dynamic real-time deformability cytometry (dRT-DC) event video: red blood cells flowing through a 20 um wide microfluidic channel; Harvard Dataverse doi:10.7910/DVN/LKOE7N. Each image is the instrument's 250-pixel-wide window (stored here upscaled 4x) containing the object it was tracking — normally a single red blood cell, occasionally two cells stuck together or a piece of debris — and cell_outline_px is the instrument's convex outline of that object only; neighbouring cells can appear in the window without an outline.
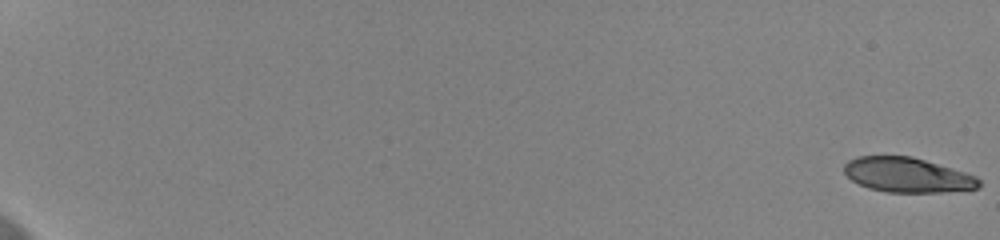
{"species": "human", "species_latin": "Homo sapiens", "temperature_condition": "cold", "stored_images_in_passage": 59, "camera_frame_rate_fps": 3000, "um_per_image_px": 0.085, "donor": {"sex": "female"}, "frame": {"image": 1, "passage_image": 1, "time_ms": 0.0, "image_size_px": [1000, 240], "cell_outline_px": [[980, 188], [940, 192], [888, 192], [868, 188], [852, 180], [844, 172], [844, 164], [848, 160], [860, 156], [912, 156], [964, 172], [976, 176], [980, 180]], "centroid_in_image_um": [77.12, 14.87], "position_along_channel_um": 7.9, "area_um2": 27.11}}
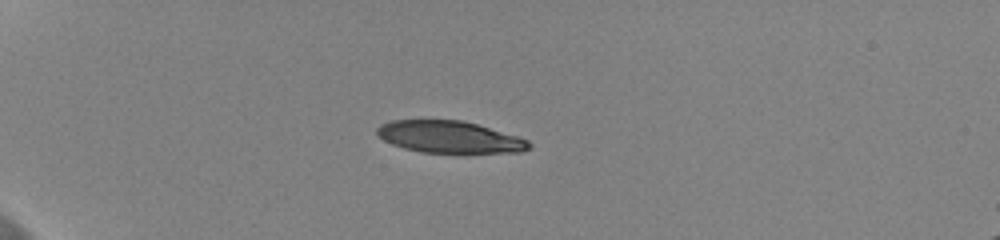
{"frame": {"image": 2, "passage_image": 19, "time_ms": 6.0, "image_size_px": [1000, 240], "cell_outline_px": [[532, 144], [528, 148], [520, 152], [420, 152], [404, 148], [392, 144], [376, 136], [376, 128], [380, 124], [392, 120], [460, 120], [476, 124], [516, 136], [528, 140]], "centroid_in_image_um": [38.14, 11.63], "position_along_channel_um": 46.9, "area_um2": 27.98}}
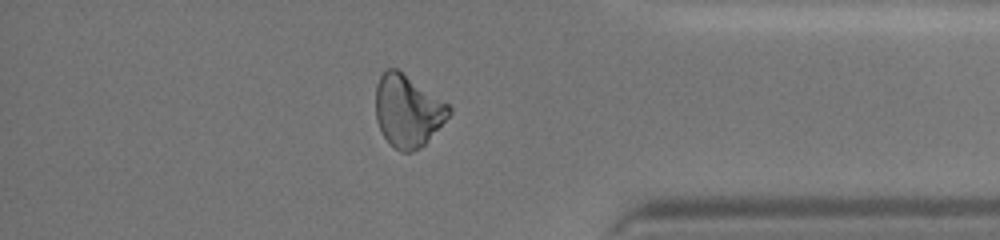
{"frame": {"image": 3, "passage_image": 53, "time_ms": 17.333, "image_size_px": [1000, 240], "cell_outline_px": [[452, 112], [424, 144], [420, 148], [412, 152], [400, 152], [384, 136], [376, 120], [376, 84], [380, 76], [388, 68], [396, 68], [448, 104], [452, 108]], "centroid_in_image_um": [34.64, 9.42], "position_along_channel_um": 400.6, "area_um2": 30.23}, "authors_computed_cell_mechanics": {"area_um2": 30.2872, "velocity_mm_per_s": 3.6462, "shape_relaxation_time_tau1_ms": 8.4647, "shape_relaxation_time_tau2_ms": 4.5208, "deformation_change_tau1": 0.1712, "deformation_change_tau2": 0.132}}